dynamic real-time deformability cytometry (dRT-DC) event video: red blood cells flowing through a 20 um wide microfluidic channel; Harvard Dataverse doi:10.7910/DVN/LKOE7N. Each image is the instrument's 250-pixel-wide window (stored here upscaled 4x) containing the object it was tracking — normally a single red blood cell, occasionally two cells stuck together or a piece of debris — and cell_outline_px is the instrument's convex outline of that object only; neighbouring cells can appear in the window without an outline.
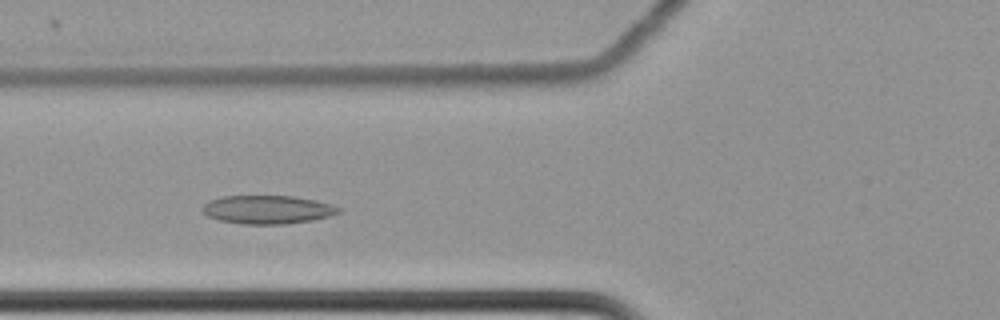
{"species": "common noctule bat (a hibernating species)", "species_latin": "Nyctalus noctula", "temperature_condition": "cold", "stored_images_in_passage": 53, "camera_frame_rate_fps": 3000, "um_per_image_px": 0.085, "animal": {"sex": "female", "body_mass_g": 22.7, "forearm_length_mm": 54.2}, "frame": {"image": 1, "passage_image": 17, "time_ms": 5.333, "image_size_px": [1000, 320], "cell_outline_px": [[340, 212], [332, 216], [312, 220], [284, 224], [244, 224], [220, 220], [208, 216], [200, 212], [200, 208], [208, 200], [224, 196], [292, 196], [316, 200], [332, 204], [340, 208]], "centroid_in_image_um": [22.72, 17.81], "position_along_channel_um": 103.1, "area_um2": 22.72}}
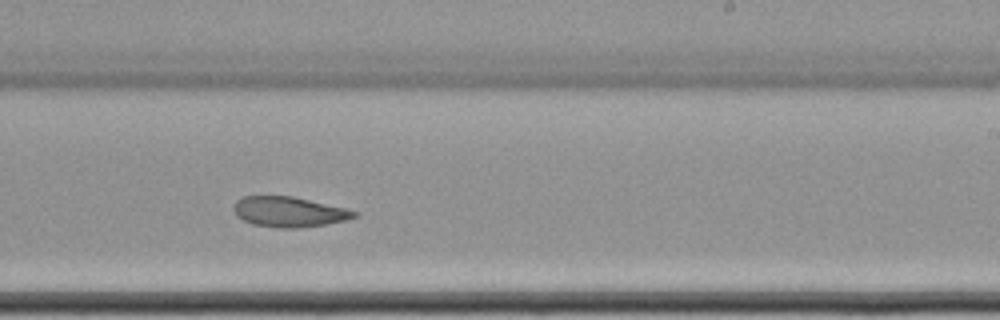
{"frame": {"image": 2, "passage_image": 31, "time_ms": 10.0, "image_size_px": [1000, 320], "cell_outline_px": [[356, 216], [344, 220], [324, 224], [296, 228], [280, 228], [252, 224], [236, 216], [232, 208], [236, 200], [244, 196], [292, 196], [344, 208], [356, 212]], "centroid_in_image_um": [24.48, 18.0], "position_along_channel_um": 264.5, "area_um2": 20.92}}
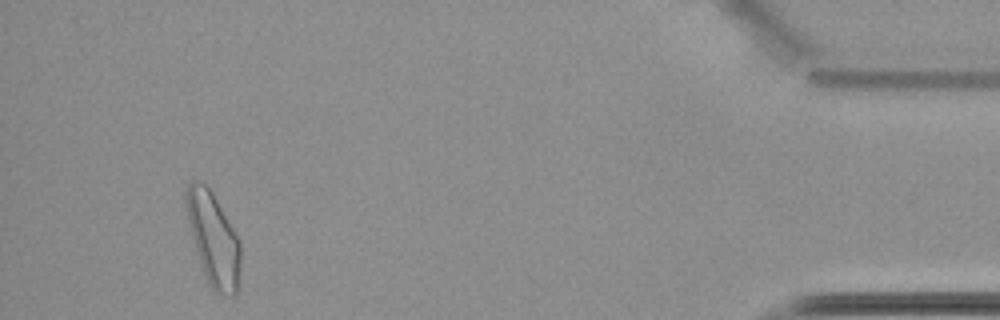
{"frame": {"image": 3, "passage_image": 50, "time_ms": 16.333, "image_size_px": [1000, 320], "cell_outline_px": [[240, 260], [236, 292], [232, 296], [216, 292], [208, 284], [196, 248], [188, 220], [184, 204], [184, 188], [192, 180], [200, 180], [212, 192], [240, 240]], "centroid_in_image_um": [18.11, 20.24], "position_along_channel_um": 417.1, "area_um2": 28.96}, "authors_computed_cell_mechanics": {"area_um2": 23.4668, "velocity_mm_per_s": 3.4652, "shape_relaxation_time_tau1_ms": null, "shape_relaxation_time_tau2_ms": 6.1048, "deformation_change_tau1": null, "deformation_change_tau2": 0.1108}}